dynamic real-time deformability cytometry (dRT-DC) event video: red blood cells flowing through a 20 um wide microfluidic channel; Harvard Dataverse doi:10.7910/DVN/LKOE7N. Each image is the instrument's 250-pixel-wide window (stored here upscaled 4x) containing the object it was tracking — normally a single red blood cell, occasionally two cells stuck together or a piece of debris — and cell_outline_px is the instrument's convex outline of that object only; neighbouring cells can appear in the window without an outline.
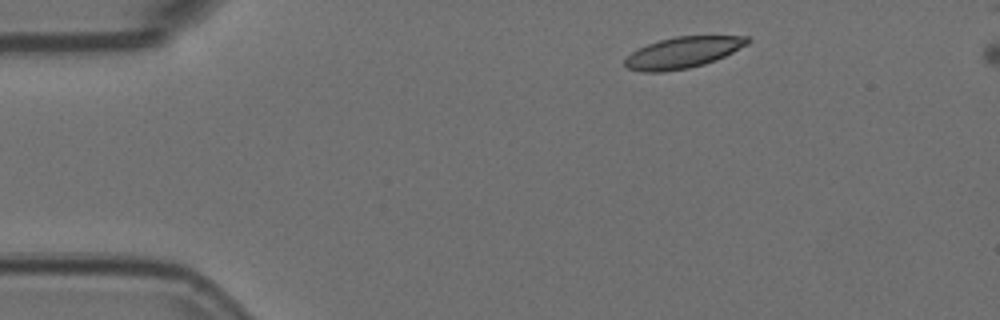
{"species": "Egyptian fruit bat (a non-hibernating species)", "species_latin": "Rousettus aegyptiacus", "temperature_condition": "room temperature", "stored_images_in_passage": 4, "camera_frame_rate_fps": 3000, "um_per_image_px": 0.085, "animal": {"sex": "female"}, "frame": {"image": 1, "passage_image": 1, "time_ms": 0.0, "image_size_px": [1000, 320], "cell_outline_px": [[752, 40], [748, 44], [716, 60], [704, 64], [688, 68], [664, 72], [640, 72], [628, 68], [624, 64], [624, 60], [632, 52], [648, 44], [660, 40], [676, 36], [748, 36]], "centroid_in_image_um": [58.05, 4.47], "position_along_channel_um": 27.0, "area_um2": 22.2}}